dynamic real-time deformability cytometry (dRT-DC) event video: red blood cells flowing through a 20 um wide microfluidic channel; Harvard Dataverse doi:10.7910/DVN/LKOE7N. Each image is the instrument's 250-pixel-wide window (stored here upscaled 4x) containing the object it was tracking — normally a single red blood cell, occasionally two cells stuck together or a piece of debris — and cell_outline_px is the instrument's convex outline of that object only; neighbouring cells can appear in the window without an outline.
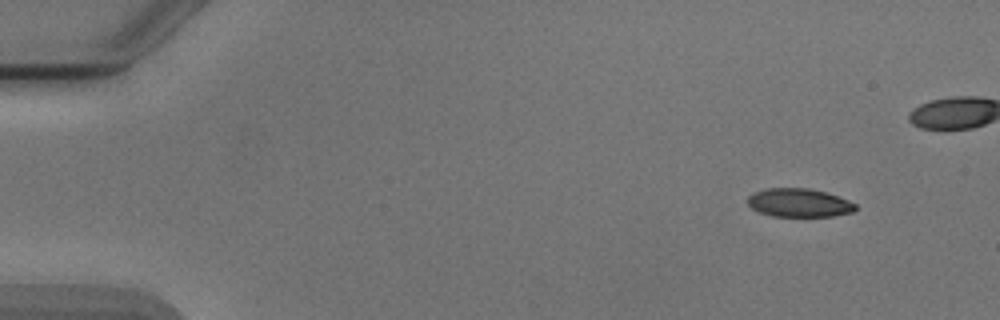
{"species": "Egyptian fruit bat (a non-hibernating species)", "species_latin": "Rousettus aegyptiacus", "temperature_condition": "cold", "stored_images_in_passage": 5, "camera_frame_rate_fps": 3000, "um_per_image_px": 0.085, "animal": {"sex": "male"}, "frame": {"image": 1, "passage_image": 1, "time_ms": 0.0, "image_size_px": [1000, 320], "cell_outline_px": [[856, 208], [852, 212], [832, 216], [772, 216], [760, 212], [752, 208], [748, 204], [748, 196], [752, 192], [764, 188], [808, 188], [824, 192], [848, 200], [856, 204]], "centroid_in_image_um": [67.88, 17.23], "position_along_channel_um": 17.1, "area_um2": 17.8}}